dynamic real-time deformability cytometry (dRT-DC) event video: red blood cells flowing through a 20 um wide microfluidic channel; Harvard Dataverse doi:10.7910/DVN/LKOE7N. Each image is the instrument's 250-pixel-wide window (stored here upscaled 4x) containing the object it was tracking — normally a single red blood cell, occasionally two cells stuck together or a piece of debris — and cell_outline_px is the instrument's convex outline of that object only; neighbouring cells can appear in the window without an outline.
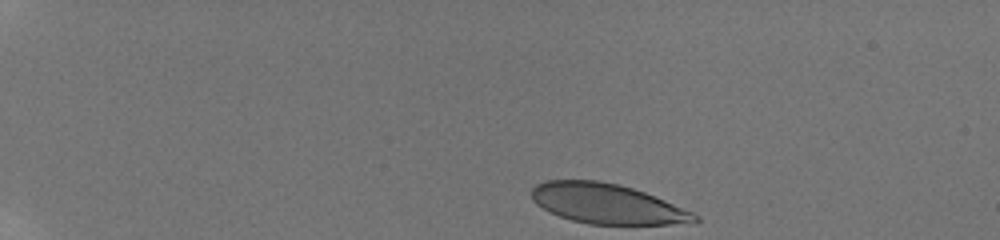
{"species": "human", "species_latin": "Homo sapiens", "temperature_condition": "room temperature", "stored_images_in_passage": 31, "camera_frame_rate_fps": 3000, "um_per_image_px": 0.085, "donor": {"sex": "male"}, "frame": {"image": 1, "passage_image": 1, "time_ms": 0.0, "image_size_px": [1000, 240], "cell_outline_px": [[700, 220], [692, 224], [588, 224], [572, 220], [548, 212], [536, 204], [532, 200], [532, 188], [536, 184], [544, 180], [596, 180], [616, 184], [632, 188], [644, 192], [664, 200], [692, 212], [700, 216]], "centroid_in_image_um": [51.59, 17.33], "position_along_channel_um": 33.4, "area_um2": 37.97}}
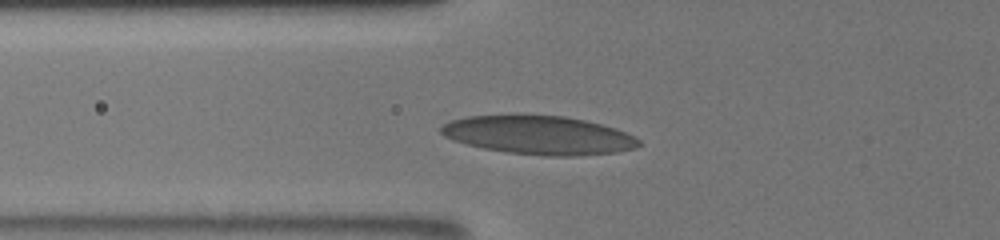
{"frame": {"image": 2, "passage_image": 20, "time_ms": 4.0, "image_size_px": [1000, 240], "cell_outline_px": [[640, 144], [636, 148], [616, 152], [580, 156], [544, 156], [508, 152], [484, 148], [452, 140], [444, 136], [440, 132], [440, 128], [444, 124], [452, 120], [468, 116], [564, 116], [584, 120], [616, 128], [636, 136], [640, 140]], "centroid_in_image_um": [45.85, 11.5], "position_along_channel_um": 80.0, "area_um2": 44.16}}
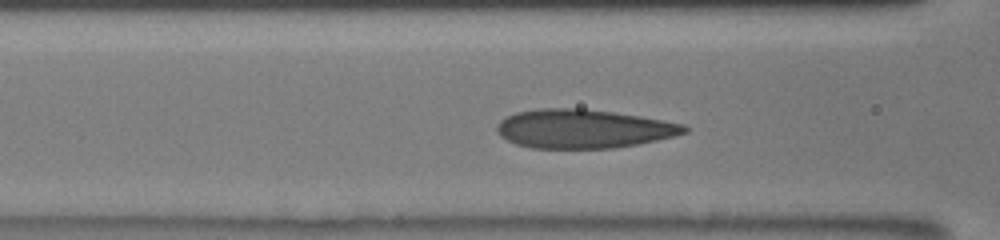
{"frame": {"image": 3, "passage_image": 25, "time_ms": 5.0, "image_size_px": [1000, 240], "cell_outline_px": [[688, 132], [656, 140], [636, 144], [612, 148], [532, 148], [516, 144], [500, 136], [496, 132], [496, 124], [500, 120], [516, 112], [540, 108], [584, 108], [640, 116], [684, 124], [688, 128]], "centroid_in_image_um": [49.54, 10.94], "position_along_channel_um": 117.1, "area_um2": 42.31}}